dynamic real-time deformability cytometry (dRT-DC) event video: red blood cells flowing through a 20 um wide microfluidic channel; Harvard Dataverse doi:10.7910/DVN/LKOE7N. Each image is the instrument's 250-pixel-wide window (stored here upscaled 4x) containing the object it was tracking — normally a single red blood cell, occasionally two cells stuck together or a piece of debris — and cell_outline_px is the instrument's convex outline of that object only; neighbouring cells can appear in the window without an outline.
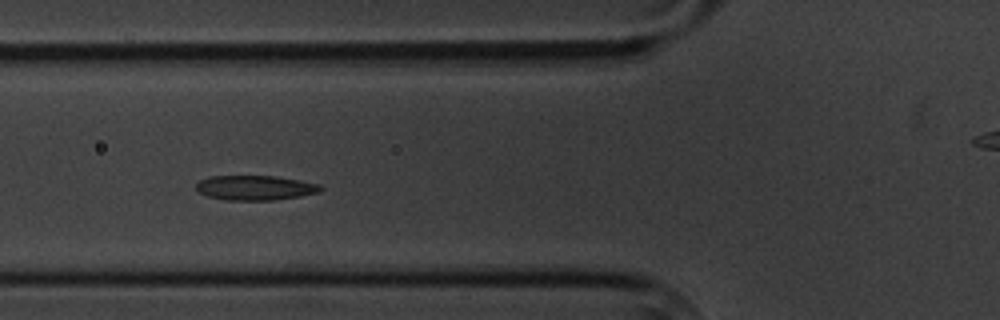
{"species": "common noctule bat (a hibernating species)", "species_latin": "Nyctalus noctula", "temperature_condition": "cold", "stored_images_in_passage": 9, "camera_frame_rate_fps": 3000, "um_per_image_px": 0.085, "animal": {"sex": "male", "body_mass_g": 20.1, "forearm_length_mm": 53.5}, "frame": {"image": 1, "passage_image": 6, "time_ms": 5.667, "image_size_px": [1000, 320], "cell_outline_px": [[324, 188], [320, 192], [300, 196], [272, 200], [224, 200], [208, 196], [200, 192], [196, 188], [196, 184], [200, 180], [208, 176], [276, 176], [300, 180], [320, 184]], "centroid_in_image_um": [21.71, 15.95], "position_along_channel_um": 104.1, "area_um2": 17.98}}
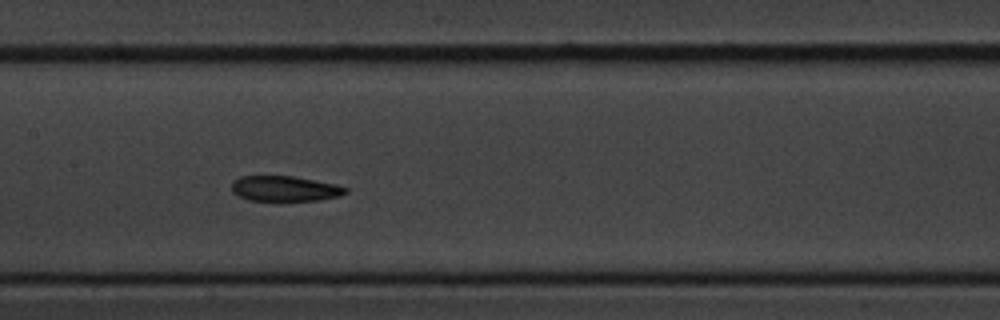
{"frame": {"image": 2, "passage_image": 8, "time_ms": 8.0, "image_size_px": [1000, 320], "cell_outline_px": [[348, 192], [340, 196], [320, 200], [280, 204], [276, 204], [248, 200], [232, 192], [232, 180], [240, 176], [292, 176], [336, 184], [348, 188]], "centroid_in_image_um": [24.2, 16.09], "position_along_channel_um": 183.2, "area_um2": 17.86}}
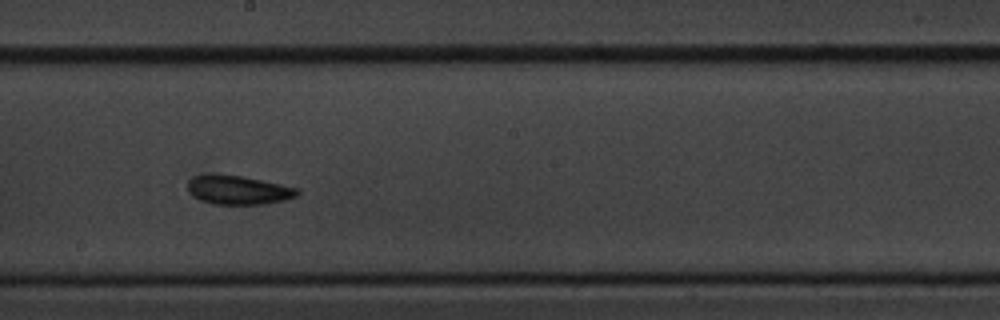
{"frame": {"image": 3, "passage_image": 9, "time_ms": 9.333, "image_size_px": [1000, 320], "cell_outline_px": [[300, 192], [296, 196], [284, 200], [264, 204], [216, 204], [200, 200], [192, 196], [188, 192], [188, 180], [192, 176], [212, 172], [240, 176], [280, 184], [296, 188]], "centroid_in_image_um": [20.17, 16.13], "position_along_channel_um": 228.0, "area_um2": 18.61}}